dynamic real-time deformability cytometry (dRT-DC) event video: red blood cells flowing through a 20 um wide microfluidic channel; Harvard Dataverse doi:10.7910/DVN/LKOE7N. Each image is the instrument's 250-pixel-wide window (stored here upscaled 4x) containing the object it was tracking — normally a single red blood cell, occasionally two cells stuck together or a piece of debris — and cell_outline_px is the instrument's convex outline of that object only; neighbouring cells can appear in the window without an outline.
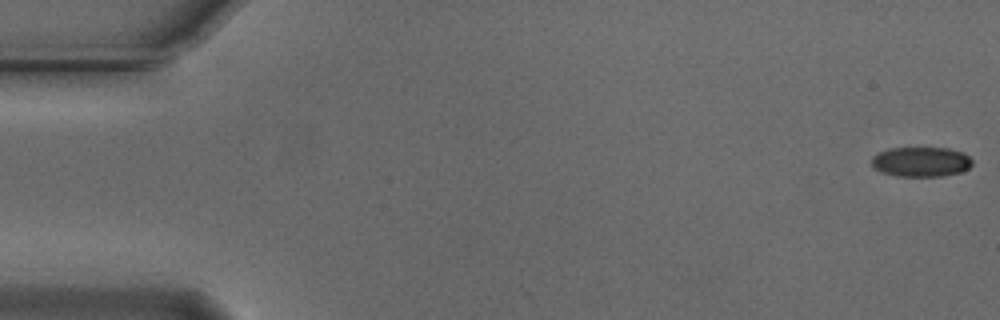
{"species": "Egyptian fruit bat (a non-hibernating species)", "species_latin": "Rousettus aegyptiacus", "temperature_condition": "cold", "stored_images_in_passage": 45, "camera_frame_rate_fps": 3000, "um_per_image_px": 0.085, "animal": {"sex": "male"}, "frame": {"image": 1, "passage_image": 1, "time_ms": 0.0, "image_size_px": [1000, 320], "cell_outline_px": [[972, 164], [968, 168], [960, 172], [940, 176], [896, 176], [880, 172], [872, 164], [872, 156], [876, 152], [888, 148], [948, 148], [964, 152], [972, 160]], "centroid_in_image_um": [78.26, 13.74], "position_along_channel_um": 6.7, "area_um2": 17.57}}
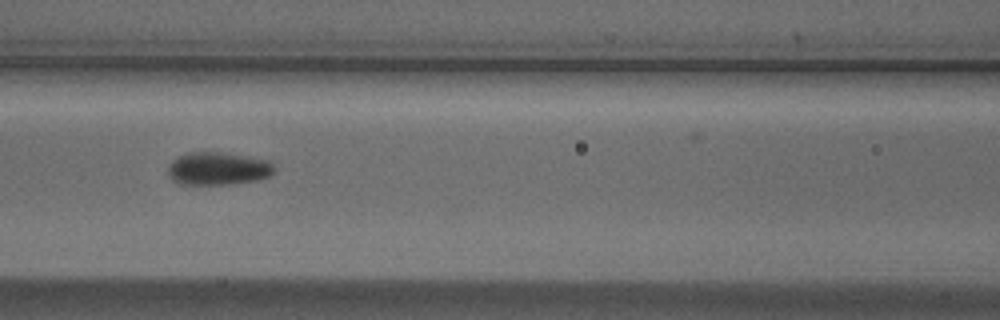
{"frame": {"image": 2, "passage_image": 24, "time_ms": 7.667, "image_size_px": [1000, 320], "cell_outline_px": [[276, 172], [268, 176], [256, 180], [232, 184], [180, 184], [172, 180], [168, 176], [168, 168], [172, 160], [188, 152], [220, 152], [272, 160], [276, 168]], "centroid_in_image_um": [18.57, 14.33], "position_along_channel_um": 148.0, "area_um2": 20.58}}
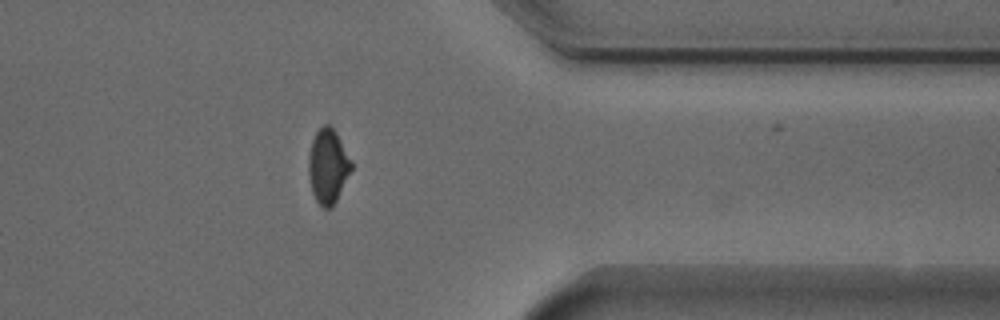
{"frame": {"image": 3, "passage_image": 44, "time_ms": 14.333, "image_size_px": [1000, 320], "cell_outline_px": [[352, 168], [332, 208], [324, 208], [316, 200], [312, 192], [308, 172], [308, 156], [312, 140], [316, 132], [324, 124], [328, 124], [336, 132], [352, 160]], "centroid_in_image_um": [27.87, 14.11], "position_along_channel_um": 383.5, "area_um2": 18.44}}